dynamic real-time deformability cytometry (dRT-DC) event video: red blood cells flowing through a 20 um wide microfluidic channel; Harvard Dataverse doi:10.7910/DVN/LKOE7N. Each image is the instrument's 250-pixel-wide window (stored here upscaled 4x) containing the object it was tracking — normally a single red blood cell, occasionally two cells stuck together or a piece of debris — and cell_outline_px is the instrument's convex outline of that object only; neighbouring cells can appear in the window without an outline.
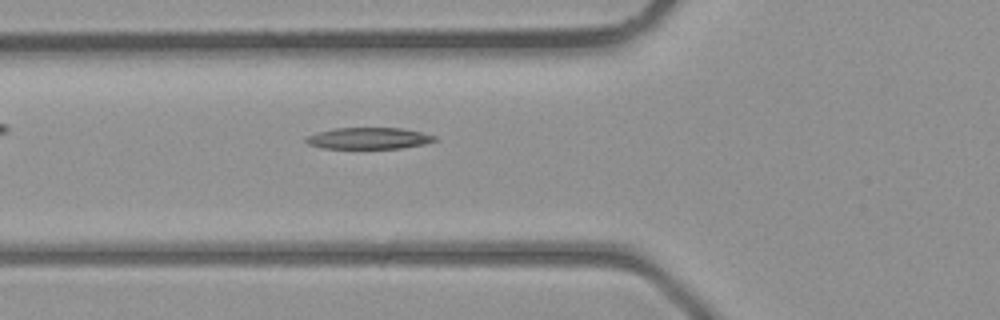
{"species": "common noctule bat (a hibernating species)", "species_latin": "Nyctalus noctula", "temperature_condition": "room temperature", "stored_images_in_passage": 28, "camera_frame_rate_fps": 3000, "um_per_image_px": 0.085, "animal": {"sex": "male", "body_mass_g": 23.1, "forearm_length_mm": 52.7}, "frame": {"image": 1, "passage_image": 2, "time_ms": 0.333, "image_size_px": [1000, 320], "cell_outline_px": [[436, 140], [424, 144], [400, 148], [324, 148], [308, 144], [304, 140], [308, 136], [320, 132], [336, 128], [400, 128], [420, 132], [436, 136]], "centroid_in_image_um": [31.35, 11.75], "position_along_channel_um": 94.4, "area_um2": 15.78}}
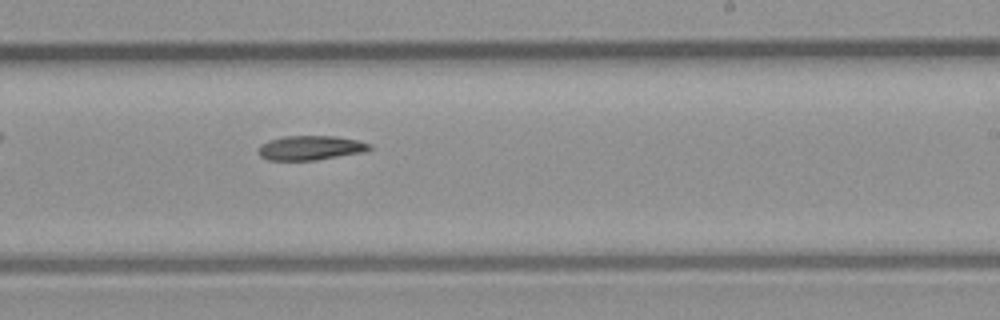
{"frame": {"image": 2, "passage_image": 12, "time_ms": 3.667, "image_size_px": [1000, 320], "cell_outline_px": [[372, 148], [368, 152], [316, 160], [268, 160], [260, 156], [256, 152], [260, 144], [268, 140], [284, 136], [336, 136], [360, 140], [372, 144]], "centroid_in_image_um": [26.43, 12.56], "position_along_channel_um": 262.6, "area_um2": 16.24}}
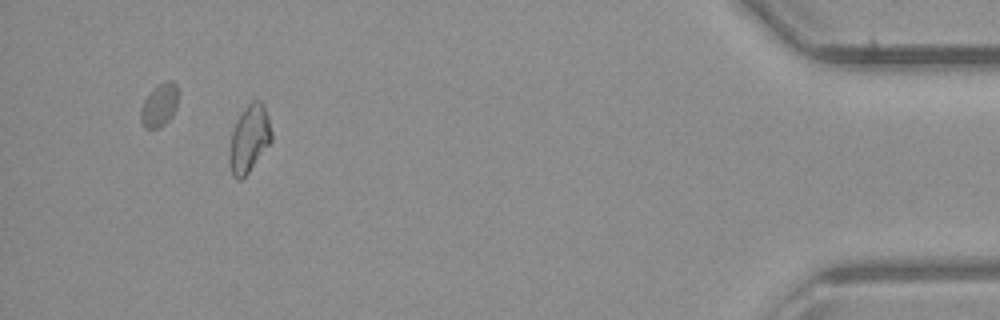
{"frame": {"image": 3, "passage_image": 25, "time_ms": 8.0, "image_size_px": [1000, 320], "cell_outline_px": [[272, 140], [248, 172], [240, 180], [236, 180], [232, 176], [228, 164], [228, 152], [232, 132], [236, 120], [244, 108], [252, 100], [260, 100], [264, 104], [268, 116], [272, 132]], "centroid_in_image_um": [21.16, 11.79], "position_along_channel_um": 414.0, "area_um2": 16.65}}